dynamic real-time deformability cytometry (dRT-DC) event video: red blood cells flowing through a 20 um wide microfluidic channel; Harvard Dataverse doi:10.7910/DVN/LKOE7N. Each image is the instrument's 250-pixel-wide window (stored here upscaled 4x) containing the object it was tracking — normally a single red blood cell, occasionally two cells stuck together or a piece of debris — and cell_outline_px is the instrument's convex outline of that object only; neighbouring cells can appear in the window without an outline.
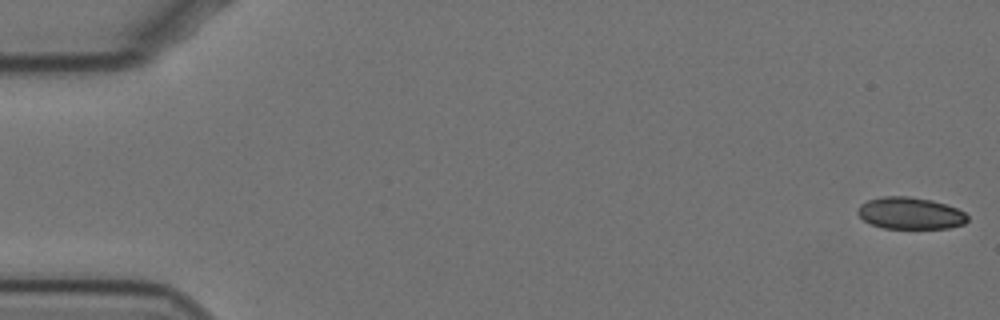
{"species": "Egyptian fruit bat (a non-hibernating species)", "species_latin": "Rousettus aegyptiacus", "temperature_condition": "cold", "stored_images_in_passage": 58, "camera_frame_rate_fps": 3000, "um_per_image_px": 0.085, "animal": {"sex": "female"}, "frame": {"image": 1, "passage_image": 1, "time_ms": 0.0, "image_size_px": [1000, 320], "cell_outline_px": [[968, 220], [964, 224], [948, 228], [884, 228], [872, 224], [864, 220], [856, 212], [860, 204], [868, 200], [884, 196], [908, 196], [932, 200], [956, 208], [964, 212], [968, 216]], "centroid_in_image_um": [77.37, 18.12], "position_along_channel_um": 7.6, "area_um2": 20.29}}
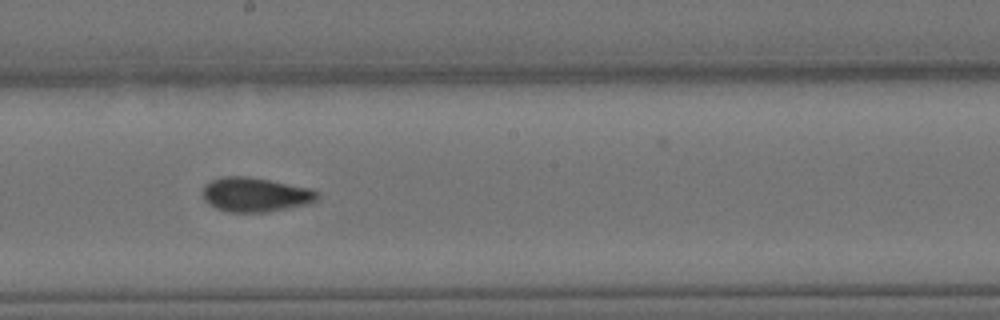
{"frame": {"image": 2, "passage_image": 32, "time_ms": 10.333, "image_size_px": [1000, 320], "cell_outline_px": [[320, 196], [312, 204], [268, 212], [228, 212], [216, 208], [208, 204], [204, 200], [204, 184], [212, 180], [224, 176], [248, 176], [312, 188], [320, 192]], "centroid_in_image_um": [21.77, 16.55], "position_along_channel_um": 226.4, "area_um2": 23.29}}
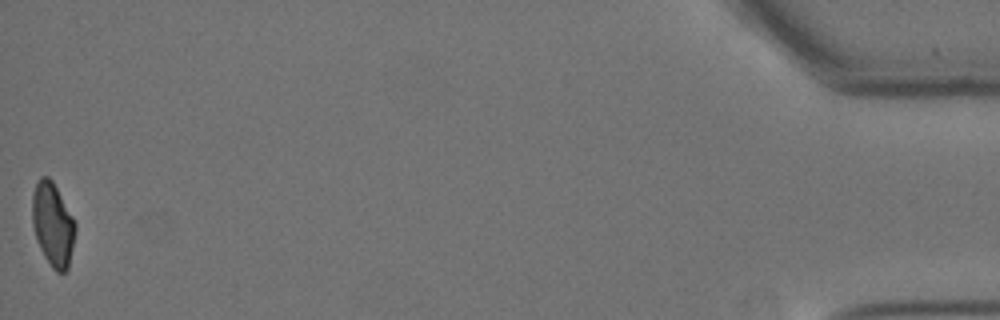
{"frame": {"image": 3, "passage_image": 58, "time_ms": 19.0, "image_size_px": [1000, 320], "cell_outline_px": [[76, 228], [68, 268], [64, 272], [56, 272], [52, 268], [44, 256], [36, 240], [32, 224], [32, 192], [36, 180], [40, 176], [48, 176], [52, 180], [72, 216], [76, 224]], "centroid_in_image_um": [4.46, 19.05], "position_along_channel_um": 430.7, "area_um2": 21.04}, "authors_computed_cell_mechanics": {"area_um2": 21.8195, "velocity_mm_per_s": 3.4783, "shape_relaxation_time_tau1_ms": 11.0937, "shape_relaxation_time_tau2_ms": 1.7168, "deformation_change_tau1": 0.1618, "deformation_change_tau2": 0.0712}}